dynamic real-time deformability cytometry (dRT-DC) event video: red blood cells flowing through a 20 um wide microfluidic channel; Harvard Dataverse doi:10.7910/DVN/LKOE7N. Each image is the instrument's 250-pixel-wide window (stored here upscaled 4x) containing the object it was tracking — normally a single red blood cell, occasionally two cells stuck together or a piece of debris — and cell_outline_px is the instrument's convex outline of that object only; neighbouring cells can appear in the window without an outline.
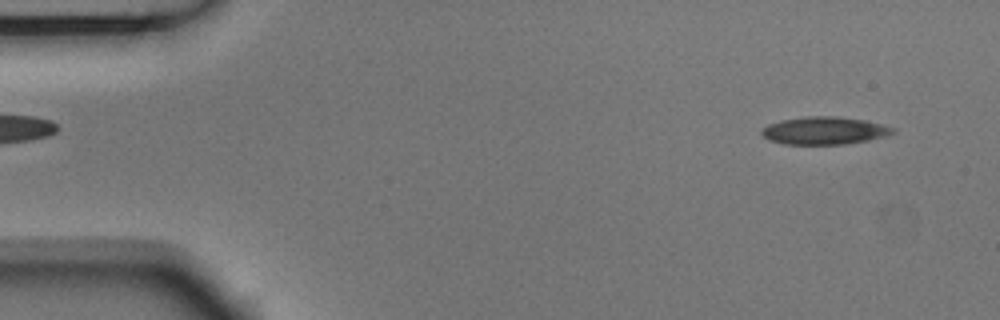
{"species": "Egyptian fruit bat (a non-hibernating species)", "species_latin": "Rousettus aegyptiacus", "temperature_condition": "room temperature", "stored_images_in_passage": 5, "camera_frame_rate_fps": 3000, "um_per_image_px": 0.085, "animal": {"sex": "male"}, "frame": {"image": 1, "passage_image": 1, "time_ms": 0.0, "image_size_px": [1000, 320], "cell_outline_px": [[896, 132], [888, 136], [868, 140], [844, 144], [784, 144], [768, 140], [760, 132], [760, 128], [768, 124], [780, 120], [804, 116], [836, 116], [864, 120], [896, 128]], "centroid_in_image_um": [70.05, 11.1], "position_along_channel_um": 14.9, "area_um2": 21.33}}